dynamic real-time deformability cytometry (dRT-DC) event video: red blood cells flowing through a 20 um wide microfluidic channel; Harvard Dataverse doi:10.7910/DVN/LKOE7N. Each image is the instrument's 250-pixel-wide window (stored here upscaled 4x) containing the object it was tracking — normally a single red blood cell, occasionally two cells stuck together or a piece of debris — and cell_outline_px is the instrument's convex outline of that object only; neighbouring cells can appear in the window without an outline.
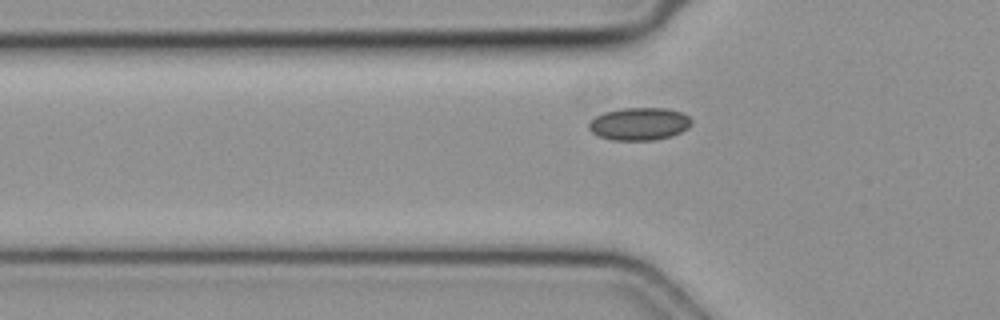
{"species": "common noctule bat (a hibernating species)", "species_latin": "Nyctalus noctula", "temperature_condition": "cold", "stored_images_in_passage": 37, "camera_frame_rate_fps": 3000, "um_per_image_px": 0.085, "animal": {"sex": "female", "body_mass_g": 19.3, "forearm_length_mm": 54.1}, "frame": {"image": 1, "passage_image": 4, "time_ms": 1.0, "image_size_px": [1000, 320], "cell_outline_px": [[692, 124], [688, 128], [672, 136], [656, 140], [612, 140], [596, 136], [588, 128], [588, 124], [596, 116], [604, 112], [620, 108], [668, 108], [684, 112], [692, 120]], "centroid_in_image_um": [54.36, 10.53], "position_along_channel_um": 71.4, "area_um2": 19.83}}
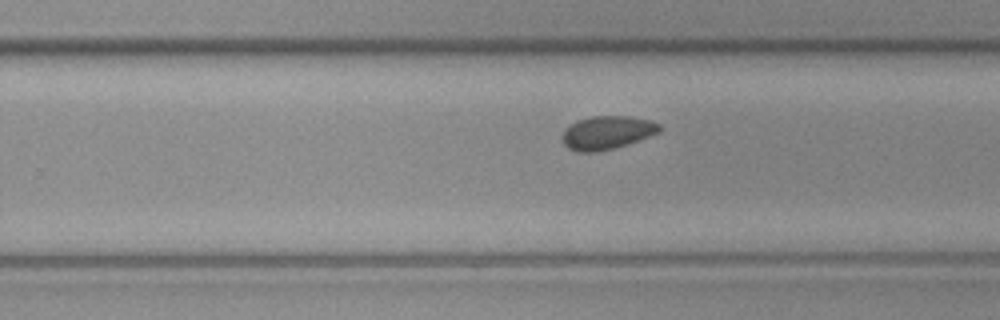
{"frame": {"image": 2, "passage_image": 19, "time_ms": 6.0, "image_size_px": [1000, 320], "cell_outline_px": [[660, 132], [628, 144], [616, 148], [600, 152], [576, 152], [568, 148], [564, 144], [564, 132], [572, 124], [580, 120], [592, 116], [628, 116], [648, 120], [660, 124]], "centroid_in_image_um": [51.63, 11.29], "position_along_channel_um": 278.2, "area_um2": 18.67}}
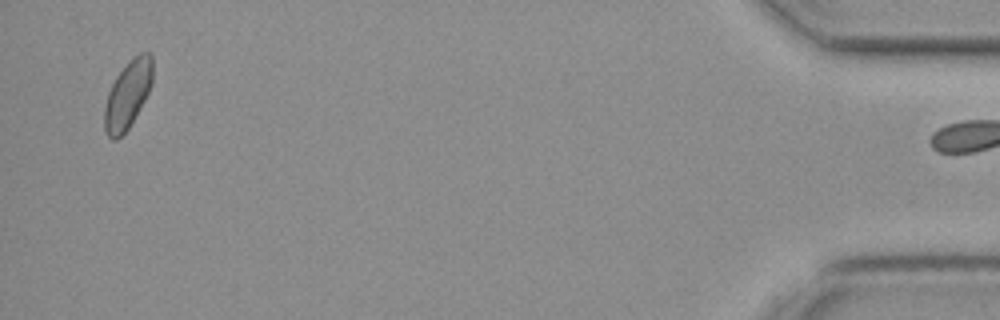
{"frame": {"image": 3, "passage_image": 36, "time_ms": 11.667, "image_size_px": [1000, 320], "cell_outline_px": [[152, 80], [148, 92], [144, 100], [128, 128], [116, 140], [112, 140], [108, 136], [104, 128], [104, 108], [108, 92], [116, 76], [132, 56], [140, 52], [148, 52], [152, 56]], "centroid_in_image_um": [10.84, 8.02], "position_along_channel_um": 424.4, "area_um2": 18.84}}